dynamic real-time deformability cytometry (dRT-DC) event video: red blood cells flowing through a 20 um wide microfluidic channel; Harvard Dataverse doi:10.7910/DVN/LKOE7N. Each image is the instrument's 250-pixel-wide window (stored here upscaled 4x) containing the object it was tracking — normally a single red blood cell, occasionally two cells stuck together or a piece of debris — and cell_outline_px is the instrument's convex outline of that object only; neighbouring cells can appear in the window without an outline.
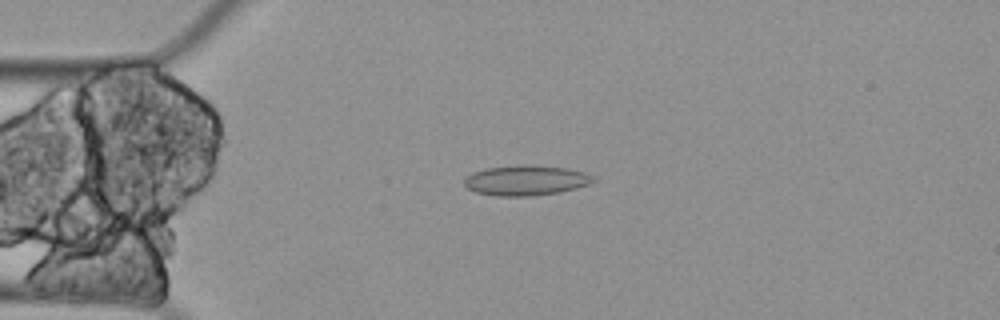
{"species": "Egyptian fruit bat (a non-hibernating species)", "species_latin": "Rousettus aegyptiacus", "temperature_condition": "cold", "stored_images_in_passage": 59, "camera_frame_rate_fps": 3000, "um_per_image_px": 0.085, "animal": {"sex": "female"}, "frame": {"image": 1, "passage_image": 14, "time_ms": 4.333, "image_size_px": [1000, 320], "cell_outline_px": [[596, 180], [588, 184], [576, 188], [556, 192], [532, 196], [496, 196], [476, 192], [468, 188], [464, 184], [464, 180], [472, 172], [484, 168], [516, 164], [532, 164], [564, 168], [584, 172], [592, 176]], "centroid_in_image_um": [44.66, 15.31], "position_along_channel_um": 40.3, "area_um2": 22.72}}
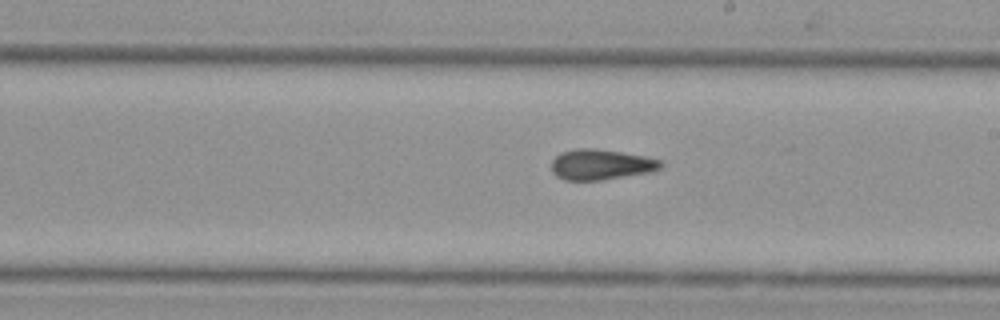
{"frame": {"image": 2, "passage_image": 33, "time_ms": 10.667, "image_size_px": [1000, 320], "cell_outline_px": [[664, 164], [660, 168], [648, 172], [600, 180], [564, 180], [556, 176], [552, 172], [552, 160], [560, 152], [576, 148], [592, 148], [648, 156], [664, 160]], "centroid_in_image_um": [51.08, 13.97], "position_along_channel_um": 237.9, "area_um2": 19.48}}
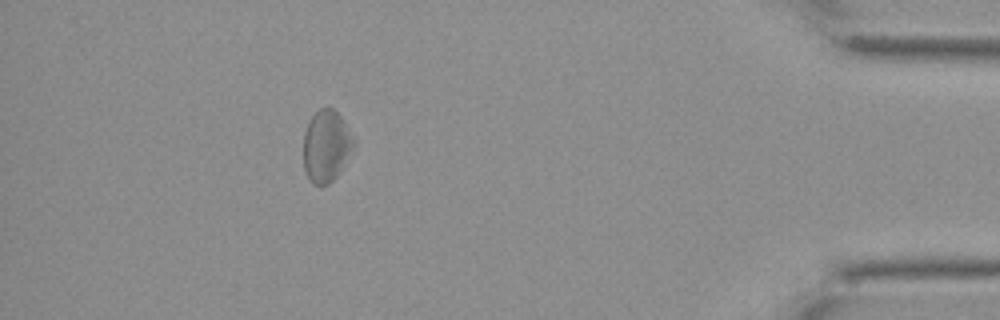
{"frame": {"image": 3, "passage_image": 53, "time_ms": 17.333, "image_size_px": [1000, 320], "cell_outline_px": [[356, 144], [336, 176], [328, 184], [312, 184], [304, 168], [304, 132], [308, 120], [320, 108], [332, 108], [340, 116], [356, 140]], "centroid_in_image_um": [27.73, 12.39], "position_along_channel_um": 407.5, "area_um2": 20.81}, "authors_computed_cell_mechanics": {"area_um2": 20.808, "velocity_mm_per_s": 3.3204, "shape_relaxation_time_tau1_ms": null, "shape_relaxation_time_tau2_ms": 4.6941, "deformation_change_tau1": null, "deformation_change_tau2": 0.1341}}